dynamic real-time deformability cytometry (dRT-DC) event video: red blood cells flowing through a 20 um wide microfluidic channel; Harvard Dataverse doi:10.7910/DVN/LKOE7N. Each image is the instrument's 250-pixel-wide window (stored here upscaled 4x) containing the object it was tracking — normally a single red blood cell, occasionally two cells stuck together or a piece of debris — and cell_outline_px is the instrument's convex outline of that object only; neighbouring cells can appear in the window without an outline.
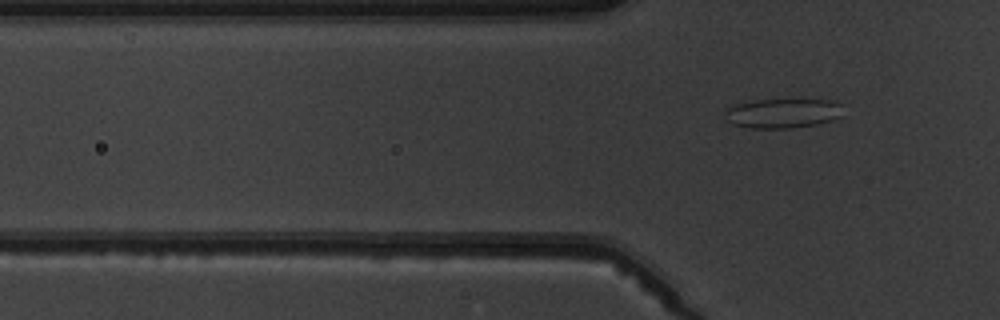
{"species": "common noctule bat (a hibernating species)", "species_latin": "Nyctalus noctula", "temperature_condition": "warm", "stored_images_in_passage": 5, "camera_frame_rate_fps": 3000, "um_per_image_px": 0.085, "animal": {"sex": "male", "body_mass_g": 19.5, "forearm_length_mm": 54.6}, "frame": {"image": 1, "passage_image": 5, "time_ms": 5.667, "image_size_px": [1000, 320], "cell_outline_px": [[840, 116], [832, 120], [816, 124], [792, 128], [748, 128], [732, 124], [728, 120], [724, 112], [732, 104], [752, 100], [828, 100], [840, 104]], "centroid_in_image_um": [66.46, 9.63], "position_along_channel_um": 59.3, "area_um2": 20.17}}